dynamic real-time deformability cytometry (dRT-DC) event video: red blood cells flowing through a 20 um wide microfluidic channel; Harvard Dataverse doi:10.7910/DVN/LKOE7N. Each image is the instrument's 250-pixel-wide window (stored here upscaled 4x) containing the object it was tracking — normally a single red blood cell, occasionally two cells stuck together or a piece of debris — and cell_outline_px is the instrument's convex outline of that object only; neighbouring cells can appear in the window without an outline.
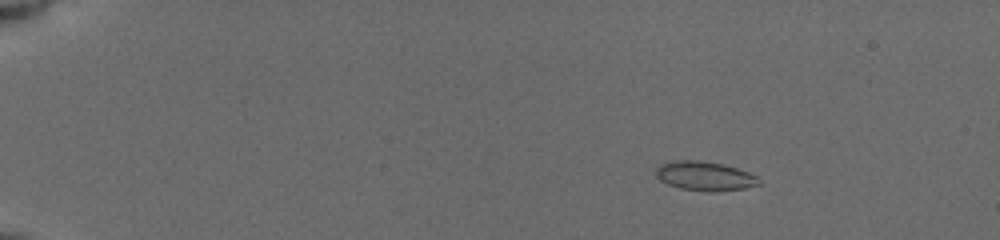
{"species": "common noctule bat (a hibernating species)", "species_latin": "Nyctalus noctula", "temperature_condition": "cold", "stored_images_in_passage": 30, "camera_frame_rate_fps": 3000, "um_per_image_px": 0.085, "animal": {"sex": "female", "body_mass_g": 19.5, "forearm_length_mm": 54.1}, "frame": {"image": 1, "passage_image": 6, "time_ms": 2.667, "image_size_px": [1000, 240], "cell_outline_px": [[764, 184], [744, 188], [716, 192], [708, 192], [680, 188], [668, 184], [660, 180], [656, 176], [656, 168], [660, 164], [676, 160], [696, 160], [720, 164], [736, 168], [748, 172], [756, 176]], "centroid_in_image_um": [59.92, 14.98], "position_along_channel_um": 25.1, "area_um2": 17.51}}
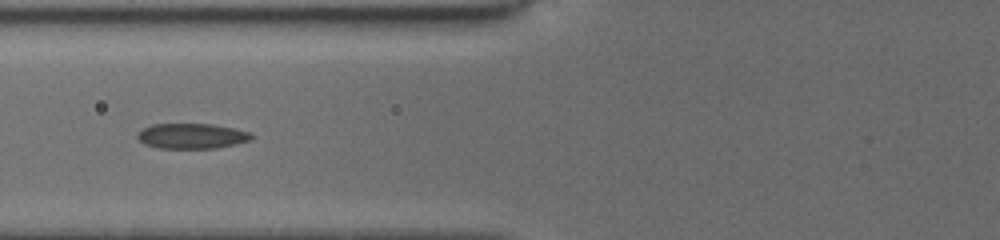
{"frame": {"image": 2, "passage_image": 23, "time_ms": 7.667, "image_size_px": [1000, 240], "cell_outline_px": [[252, 140], [236, 144], [216, 148], [156, 148], [144, 144], [136, 136], [136, 132], [152, 124], [212, 124], [252, 132]], "centroid_in_image_um": [16.29, 11.56], "position_along_channel_um": 109.5, "area_um2": 16.88}}
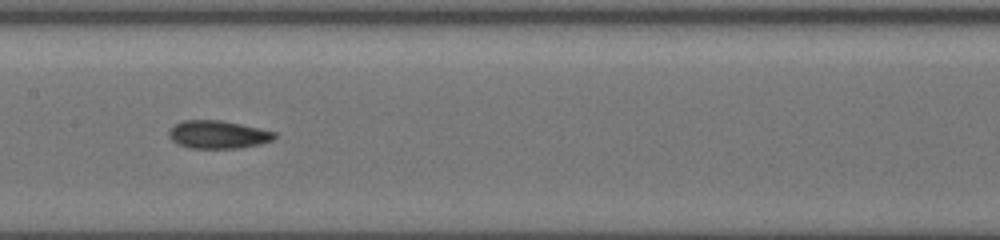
{"frame": {"image": 3, "passage_image": 29, "time_ms": 9.667, "image_size_px": [1000, 240], "cell_outline_px": [[276, 136], [272, 140], [260, 144], [240, 148], [188, 148], [176, 144], [168, 136], [168, 128], [184, 120], [220, 120], [240, 124], [276, 132]], "centroid_in_image_um": [18.48, 11.44], "position_along_channel_um": 188.9, "area_um2": 17.28}}